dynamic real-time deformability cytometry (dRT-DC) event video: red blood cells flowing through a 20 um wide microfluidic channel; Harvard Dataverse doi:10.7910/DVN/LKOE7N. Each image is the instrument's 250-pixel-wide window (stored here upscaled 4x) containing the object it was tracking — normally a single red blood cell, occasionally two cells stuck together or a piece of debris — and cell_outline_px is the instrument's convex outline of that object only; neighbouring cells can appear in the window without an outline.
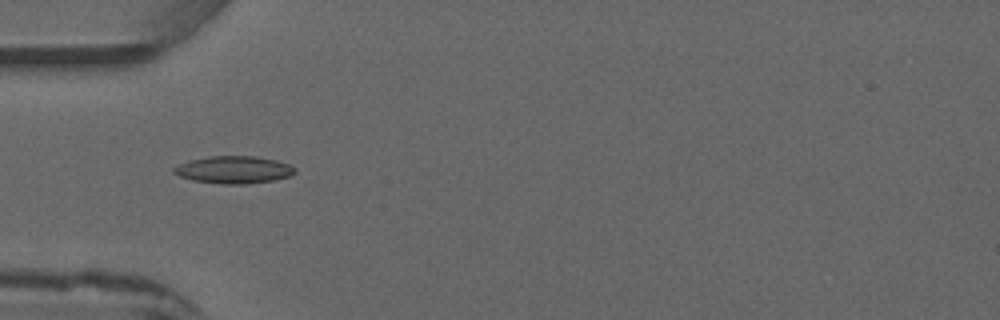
{"species": "common noctule bat (a hibernating species)", "species_latin": "Nyctalus noctula", "temperature_condition": "warm", "stored_images_in_passage": 5, "camera_frame_rate_fps": 3000, "um_per_image_px": 0.085, "animal": {"sex": "male", "forearm_length_mm": 52.5}, "frame": {"image": 1, "passage_image": 3, "time_ms": 2.333, "image_size_px": [1000, 320], "cell_outline_px": [[296, 172], [288, 176], [276, 180], [248, 184], [220, 184], [192, 180], [180, 176], [172, 172], [172, 168], [188, 160], [208, 156], [256, 156], [276, 160], [288, 164], [296, 168]], "centroid_in_image_um": [19.86, 14.43], "position_along_channel_um": 65.1, "area_um2": 19.48}}
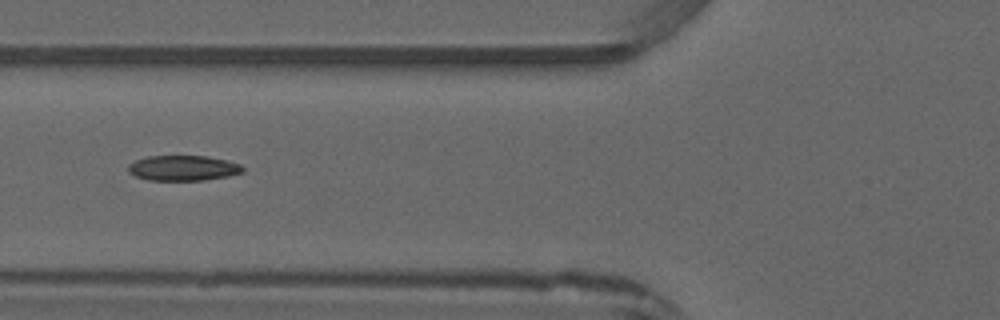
{"frame": {"image": 2, "passage_image": 4, "time_ms": 3.333, "image_size_px": [1000, 320], "cell_outline_px": [[244, 172], [228, 176], [204, 180], [148, 180], [136, 176], [128, 172], [128, 164], [136, 160], [148, 156], [208, 156], [228, 160], [240, 164], [244, 168]], "centroid_in_image_um": [15.58, 14.28], "position_along_channel_um": 110.2, "area_um2": 16.94}}
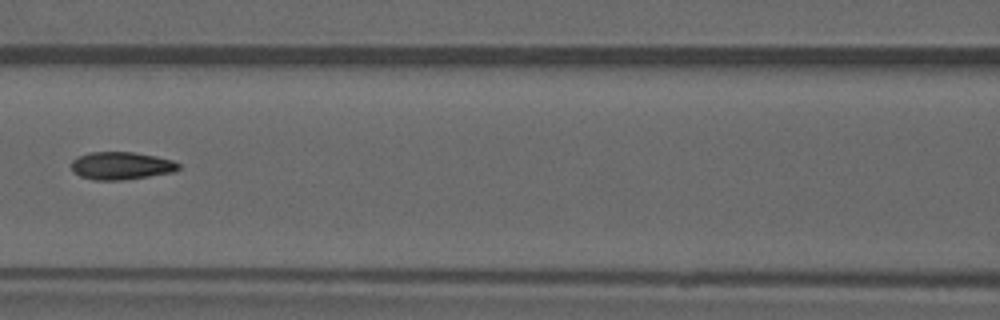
{"frame": {"image": 3, "passage_image": 5, "time_ms": 4.333, "image_size_px": [1000, 320], "cell_outline_px": [[180, 168], [172, 172], [148, 176], [120, 180], [92, 180], [80, 176], [72, 172], [72, 160], [88, 152], [132, 152], [156, 156], [172, 160], [180, 164]], "centroid_in_image_um": [10.28, 14.08], "position_along_channel_um": 156.3, "area_um2": 17.22}}